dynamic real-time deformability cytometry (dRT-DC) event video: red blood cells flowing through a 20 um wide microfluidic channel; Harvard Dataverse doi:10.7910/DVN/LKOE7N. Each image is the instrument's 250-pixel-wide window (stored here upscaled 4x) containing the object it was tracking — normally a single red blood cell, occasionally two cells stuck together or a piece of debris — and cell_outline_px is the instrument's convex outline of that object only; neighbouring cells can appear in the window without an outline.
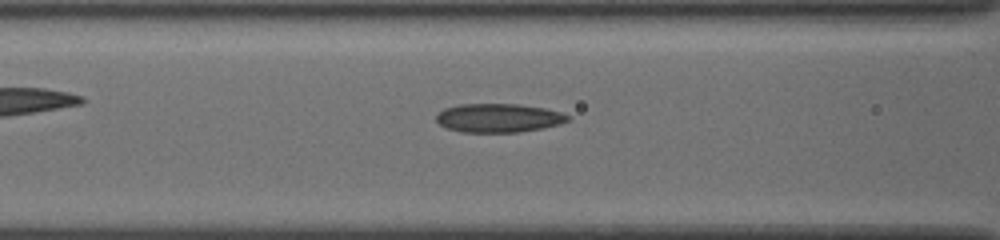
{"species": "common noctule bat (a hibernating species)", "species_latin": "Nyctalus noctula", "temperature_condition": "cold", "stored_images_in_passage": 30, "camera_frame_rate_fps": 3000, "um_per_image_px": 0.085, "animal": {"sex": "female", "body_mass_g": 19.5, "forearm_length_mm": 54.1}, "frame": {"image": 1, "passage_image": 5, "time_ms": 1.333, "image_size_px": [1000, 240], "cell_outline_px": [[572, 120], [560, 124], [544, 128], [520, 132], [460, 132], [448, 128], [440, 124], [436, 120], [436, 116], [444, 108], [460, 104], [516, 104], [544, 108], [560, 112], [568, 116]], "centroid_in_image_um": [42.39, 10.03], "position_along_channel_um": 124.2, "area_um2": 22.02}}
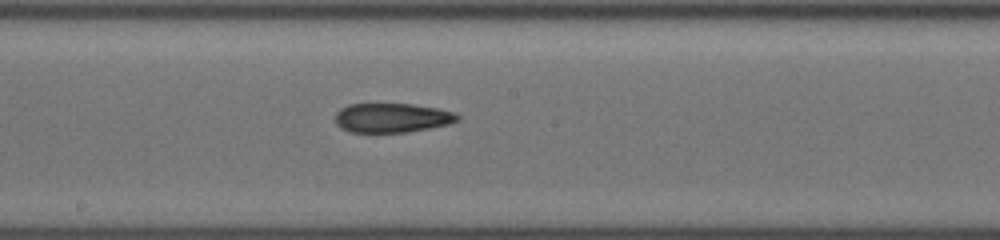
{"frame": {"image": 2, "passage_image": 12, "time_ms": 3.667, "image_size_px": [1000, 240], "cell_outline_px": [[460, 120], [448, 124], [408, 132], [348, 132], [340, 128], [336, 124], [336, 112], [340, 108], [348, 104], [412, 104], [440, 108], [456, 112], [460, 116]], "centroid_in_image_um": [33.33, 10.01], "position_along_channel_um": 214.9, "area_um2": 21.1}}
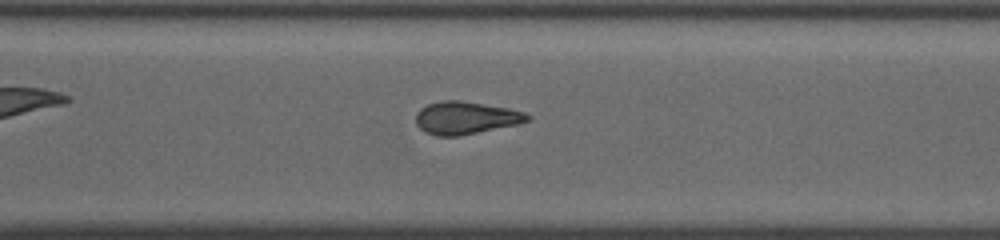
{"frame": {"image": 3, "passage_image": 21, "time_ms": 6.667, "image_size_px": [1000, 240], "cell_outline_px": [[528, 120], [516, 124], [460, 136], [436, 136], [424, 132], [416, 124], [416, 112], [420, 108], [428, 104], [440, 100], [460, 100], [508, 108], [524, 112], [528, 116]], "centroid_in_image_um": [39.51, 10.01], "position_along_channel_um": 331.1, "area_um2": 21.1}}